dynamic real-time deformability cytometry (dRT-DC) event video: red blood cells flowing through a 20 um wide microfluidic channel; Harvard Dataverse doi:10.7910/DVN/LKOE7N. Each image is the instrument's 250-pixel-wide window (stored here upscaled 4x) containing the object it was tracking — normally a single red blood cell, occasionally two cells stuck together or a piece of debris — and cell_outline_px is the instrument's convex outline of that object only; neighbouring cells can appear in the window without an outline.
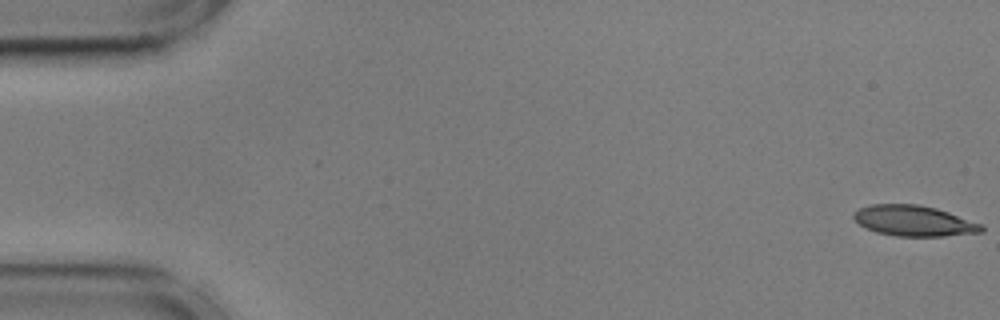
{"species": "common noctule bat (a hibernating species)", "species_latin": "Nyctalus noctula", "temperature_condition": "cold", "stored_images_in_passage": 56, "camera_frame_rate_fps": 3000, "um_per_image_px": 0.085, "animal": {"sex": "male", "body_mass_g": 17.9, "forearm_length_mm": 54.2}, "frame": {"image": 1, "passage_image": 1, "time_ms": 0.0, "image_size_px": [1000, 320], "cell_outline_px": [[984, 232], [944, 236], [896, 236], [876, 232], [860, 224], [852, 216], [852, 212], [860, 208], [872, 204], [916, 204], [936, 208], [984, 224]], "centroid_in_image_um": [77.72, 18.77], "position_along_channel_um": 7.3, "area_um2": 22.83}}
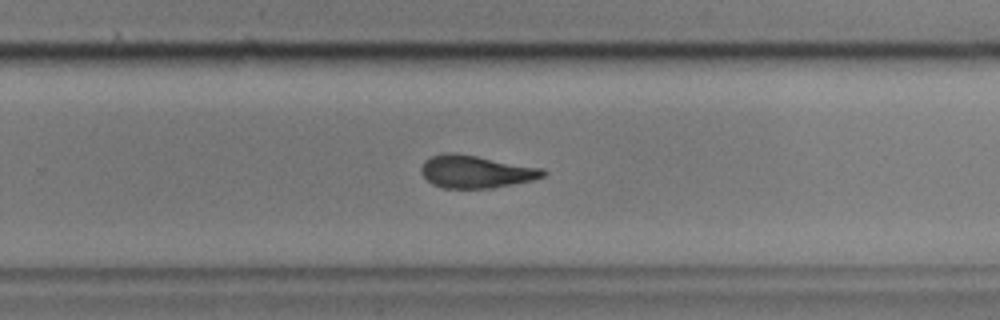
{"frame": {"image": 2, "passage_image": 36, "time_ms": 11.667, "image_size_px": [1000, 320], "cell_outline_px": [[548, 172], [544, 176], [532, 180], [492, 188], [440, 188], [432, 184], [420, 172], [420, 168], [424, 160], [432, 156], [444, 152], [456, 152], [544, 168]], "centroid_in_image_um": [40.44, 14.58], "position_along_channel_um": 289.4, "area_um2": 23.41}}
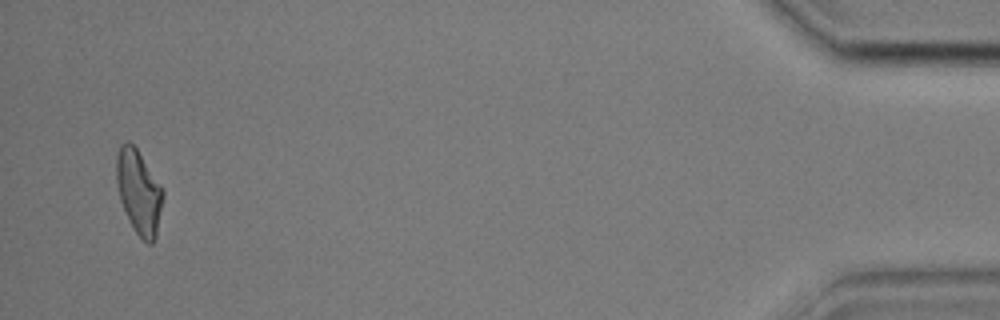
{"frame": {"image": 3, "passage_image": 54, "time_ms": 17.667, "image_size_px": [1000, 320], "cell_outline_px": [[164, 196], [156, 236], [152, 244], [148, 244], [136, 232], [120, 200], [116, 180], [116, 156], [120, 144], [128, 140], [136, 148], [164, 188]], "centroid_in_image_um": [11.81, 16.27], "position_along_channel_um": 423.4, "area_um2": 22.72}, "authors_computed_cell_mechanics": {"area_um2": 23.3223, "velocity_mm_per_s": 3.5954, "shape_relaxation_time_tau1_ms": 10.8872, "shape_relaxation_time_tau2_ms": 5.2673, "deformation_change_tau1": 0.258, "deformation_change_tau2": 0.1531}}